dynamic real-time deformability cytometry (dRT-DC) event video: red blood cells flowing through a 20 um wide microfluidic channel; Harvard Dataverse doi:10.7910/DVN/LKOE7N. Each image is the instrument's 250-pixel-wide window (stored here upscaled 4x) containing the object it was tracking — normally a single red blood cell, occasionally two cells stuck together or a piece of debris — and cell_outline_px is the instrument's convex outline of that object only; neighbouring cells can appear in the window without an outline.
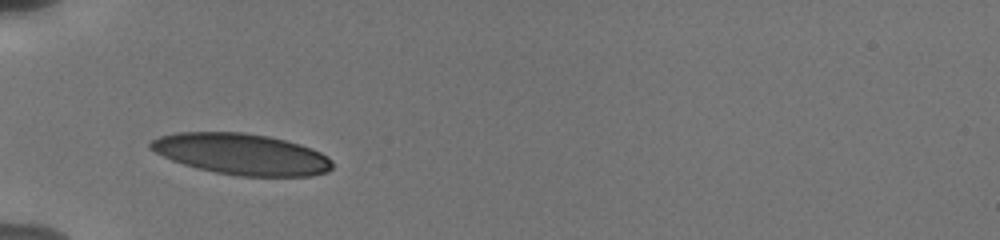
{"species": "human", "species_latin": "Homo sapiens", "temperature_condition": "cold", "stored_images_in_passage": 40, "camera_frame_rate_fps": 3000, "um_per_image_px": 0.085, "donor": {"sex": "male"}, "frame": {"image": 1, "passage_image": 1, "time_ms": 0.0, "image_size_px": [1000, 240], "cell_outline_px": [[332, 168], [328, 172], [312, 176], [240, 176], [216, 172], [184, 164], [172, 160], [148, 148], [148, 144], [152, 140], [160, 136], [176, 132], [244, 132], [268, 136], [300, 144], [312, 148], [328, 156], [332, 160]], "centroid_in_image_um": [20.56, 13.09], "position_along_channel_um": 64.4, "area_um2": 43.52}}
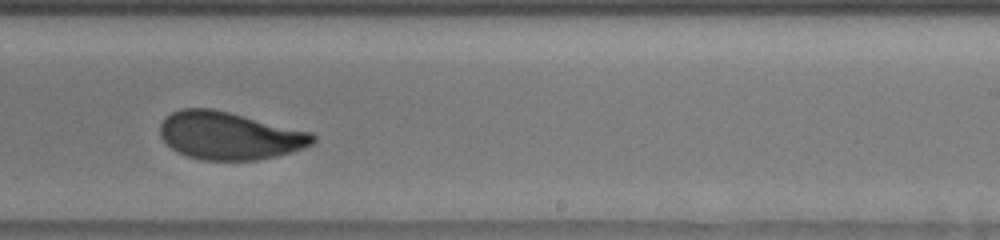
{"frame": {"image": 2, "passage_image": 26, "time_ms": 5.667, "image_size_px": [1000, 240], "cell_outline_px": [[316, 140], [312, 144], [304, 148], [276, 156], [256, 160], [204, 160], [188, 156], [176, 152], [160, 136], [160, 124], [164, 116], [180, 108], [212, 108], [312, 132], [316, 136]], "centroid_in_image_um": [19.48, 11.52], "position_along_channel_um": 269.5, "area_um2": 42.54}}
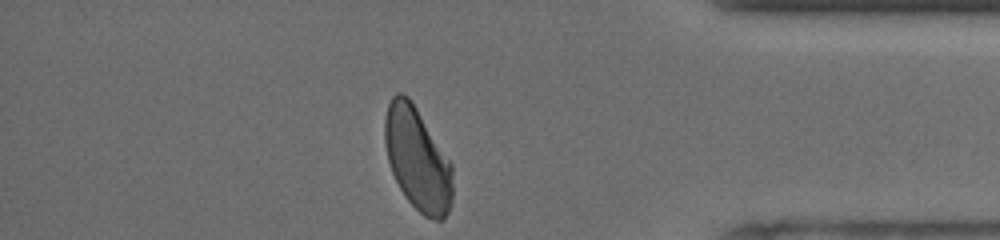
{"frame": {"image": 3, "passage_image": 39, "time_ms": 9.667, "image_size_px": [1000, 240], "cell_outline_px": [[452, 204], [444, 220], [432, 220], [424, 216], [404, 196], [392, 172], [388, 160], [384, 140], [384, 120], [388, 104], [392, 96], [396, 92], [400, 92], [408, 96], [412, 100], [452, 164]], "centroid_in_image_um": [35.48, 13.51], "position_along_channel_um": 399.7, "area_um2": 40.86}, "authors_computed_cell_mechanics": {"area_um2": 43.2922, "velocity_mm_per_s": 3.7616, "shape_relaxation_time_tau1_ms": 3.7201, "shape_relaxation_time_tau2_ms": 0.9243, "deformation_change_tau1": 0.1357, "deformation_change_tau2": 0.053}}